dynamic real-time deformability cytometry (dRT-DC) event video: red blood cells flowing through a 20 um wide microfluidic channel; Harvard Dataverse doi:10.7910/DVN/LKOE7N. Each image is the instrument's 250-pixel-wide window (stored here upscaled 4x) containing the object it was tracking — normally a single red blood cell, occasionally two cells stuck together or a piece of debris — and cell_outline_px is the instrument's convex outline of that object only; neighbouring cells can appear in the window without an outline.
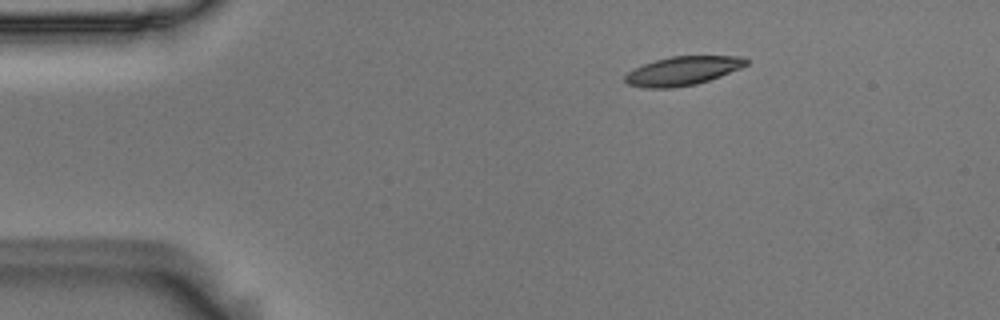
{"species": "Egyptian fruit bat (a non-hibernating species)", "species_latin": "Rousettus aegyptiacus", "temperature_condition": "room temperature", "stored_images_in_passage": 46, "camera_frame_rate_fps": 3000, "um_per_image_px": 0.085, "animal": {"sex": "male"}, "frame": {"image": 1, "passage_image": 1, "time_ms": 0.0, "image_size_px": [1000, 320], "cell_outline_px": [[748, 64], [740, 68], [720, 76], [696, 84], [672, 88], [644, 88], [628, 84], [624, 80], [624, 76], [628, 72], [644, 64], [656, 60], [672, 56], [744, 56], [748, 60]], "centroid_in_image_um": [58.03, 6.02], "position_along_channel_um": 27.0, "area_um2": 20.23}}
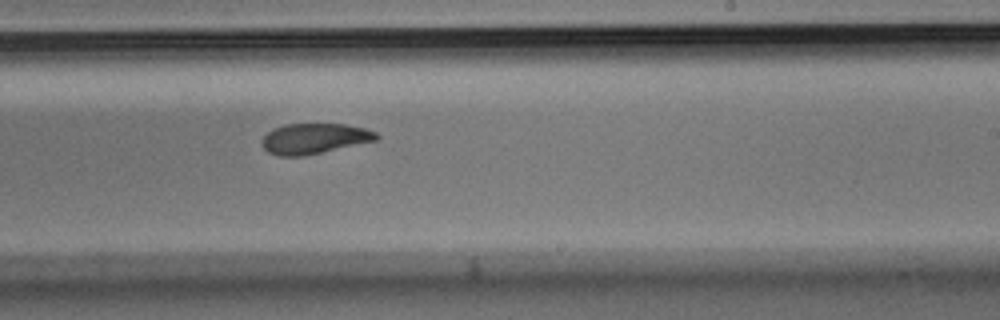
{"frame": {"image": 2, "passage_image": 25, "time_ms": 8.0, "image_size_px": [1000, 320], "cell_outline_px": [[380, 136], [376, 140], [304, 156], [280, 156], [268, 152], [260, 144], [260, 140], [272, 128], [284, 124], [344, 124], [364, 128], [376, 132]], "centroid_in_image_um": [26.67, 11.77], "position_along_channel_um": 262.3, "area_um2": 20.29}}
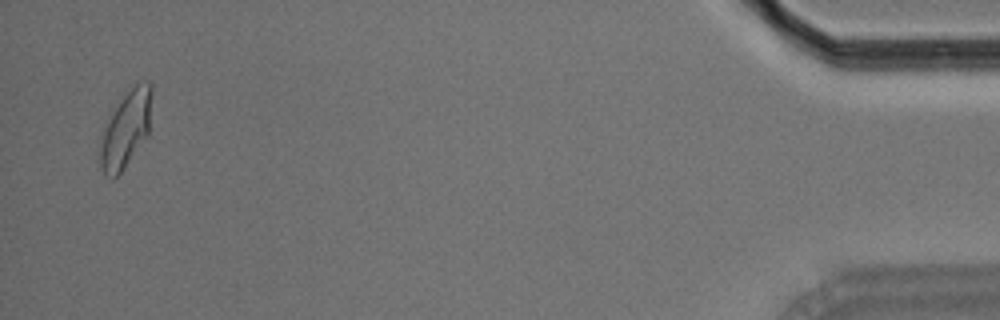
{"frame": {"image": 3, "passage_image": 45, "time_ms": 14.667, "image_size_px": [1000, 320], "cell_outline_px": [[152, 96], [148, 136], [120, 172], [112, 180], [104, 176], [100, 164], [100, 148], [104, 132], [108, 120], [124, 92], [140, 80], [148, 80], [152, 84]], "centroid_in_image_um": [10.73, 10.93], "position_along_channel_um": 424.5, "area_um2": 23.0}, "authors_computed_cell_mechanics": {"area_um2": 21.2704, "velocity_mm_per_s": 3.7018, "shape_relaxation_time_tau1_ms": 5.6795, "shape_relaxation_time_tau2_ms": 2.9252, "deformation_change_tau1": 0.1788, "deformation_change_tau2": 0.0857}}